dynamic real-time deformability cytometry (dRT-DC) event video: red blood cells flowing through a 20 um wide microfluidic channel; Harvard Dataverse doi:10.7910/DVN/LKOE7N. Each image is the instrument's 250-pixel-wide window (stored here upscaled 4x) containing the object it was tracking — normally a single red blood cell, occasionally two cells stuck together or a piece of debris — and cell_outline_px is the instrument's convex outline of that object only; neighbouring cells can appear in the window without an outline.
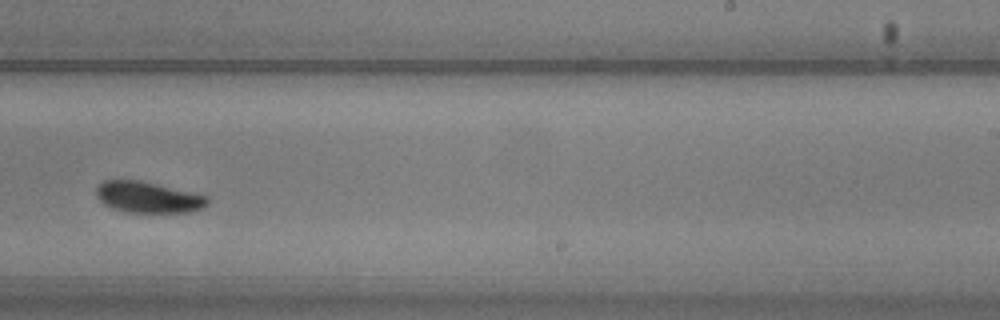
{"species": "common noctule bat (a hibernating species)", "species_latin": "Nyctalus noctula", "temperature_condition": "warm", "stored_images_in_passage": 21, "camera_frame_rate_fps": 3000, "um_per_image_px": 0.085, "animal": {"sex": "male", "body_mass_g": 20.5, "forearm_length_mm": 52.5}, "frame": {"image": 1, "passage_image": 18, "time_ms": 5.667, "image_size_px": [1000, 320], "cell_outline_px": [[208, 204], [204, 208], [188, 212], [128, 212], [112, 208], [104, 204], [96, 196], [96, 188], [104, 180], [136, 180], [156, 184], [208, 196]], "centroid_in_image_um": [12.58, 16.77], "position_along_channel_um": 276.4, "area_um2": 19.94}}